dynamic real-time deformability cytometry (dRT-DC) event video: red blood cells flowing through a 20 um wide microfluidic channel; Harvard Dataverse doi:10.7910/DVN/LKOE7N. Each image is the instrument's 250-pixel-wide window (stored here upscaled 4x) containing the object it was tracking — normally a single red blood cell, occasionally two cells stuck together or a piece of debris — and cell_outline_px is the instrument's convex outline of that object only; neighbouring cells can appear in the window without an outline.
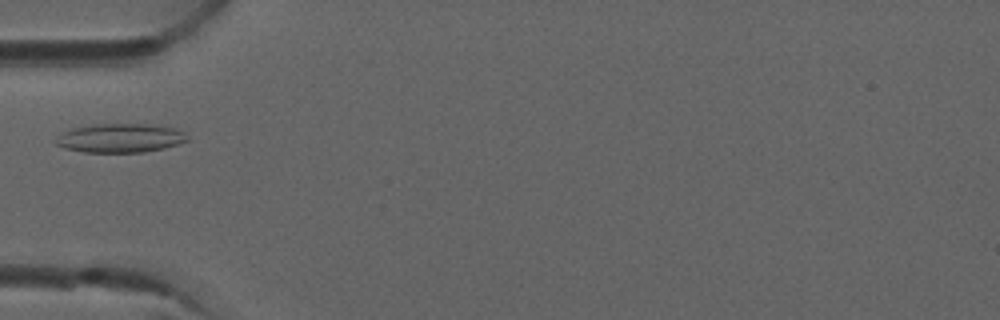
{"species": "common noctule bat (a hibernating species)", "species_latin": "Nyctalus noctula", "temperature_condition": "room temperature", "stored_images_in_passage": 1, "camera_frame_rate_fps": 3000, "um_per_image_px": 0.085, "animal": {"sex": "male", "forearm_length_mm": 52.5}, "frame": {"image": 1, "passage_image": 1, "time_ms": 0.0, "image_size_px": [1000, 320], "cell_outline_px": [[188, 140], [164, 148], [144, 152], [84, 152], [64, 148], [56, 144], [52, 140], [64, 132], [72, 128], [96, 124], [152, 124], [176, 128], [184, 132]], "centroid_in_image_um": [10.2, 11.73], "position_along_channel_um": 74.8, "area_um2": 22.14}}